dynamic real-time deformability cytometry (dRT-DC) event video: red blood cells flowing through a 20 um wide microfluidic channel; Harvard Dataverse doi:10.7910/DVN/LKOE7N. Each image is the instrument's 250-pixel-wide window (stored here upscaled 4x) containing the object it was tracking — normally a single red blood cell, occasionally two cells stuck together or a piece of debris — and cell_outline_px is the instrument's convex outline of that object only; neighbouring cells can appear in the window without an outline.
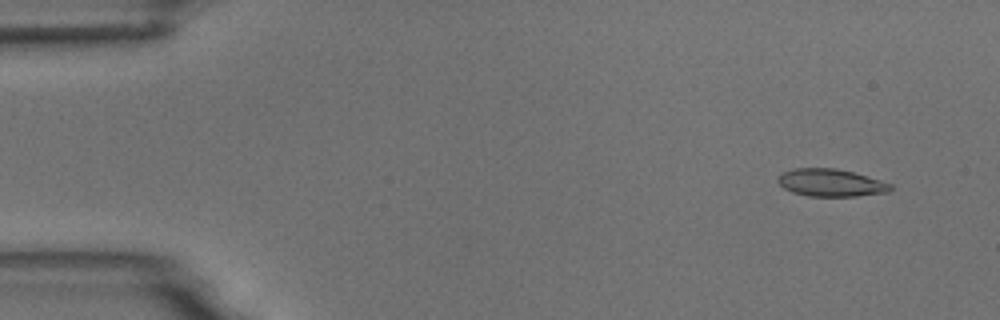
{"species": "common noctule bat (a hibernating species)", "species_latin": "Nyctalus noctula", "temperature_condition": "room temperature", "stored_images_in_passage": 4, "camera_frame_rate_fps": 3000, "um_per_image_px": 0.085, "animal": {"sex": "male", "body_mass_g": 18.8}, "frame": {"image": 1, "passage_image": 1, "time_ms": 0.0, "image_size_px": [1000, 320], "cell_outline_px": [[892, 188], [888, 192], [856, 196], [808, 196], [792, 192], [784, 188], [776, 180], [784, 172], [792, 168], [836, 168], [852, 172], [880, 180], [892, 184]], "centroid_in_image_um": [70.61, 15.53], "position_along_channel_um": 14.4, "area_um2": 17.92}}